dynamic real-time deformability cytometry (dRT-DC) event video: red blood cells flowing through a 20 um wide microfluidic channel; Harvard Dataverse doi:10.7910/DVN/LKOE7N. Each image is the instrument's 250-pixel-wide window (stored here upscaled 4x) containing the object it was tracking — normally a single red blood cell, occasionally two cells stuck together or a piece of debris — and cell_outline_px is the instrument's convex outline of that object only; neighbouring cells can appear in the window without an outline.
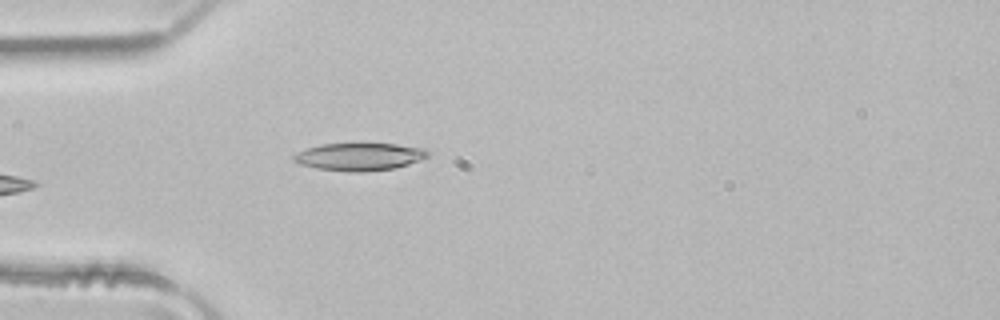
{"species": "common noctule bat (a hibernating species)", "species_latin": "Nyctalus noctula", "temperature_condition": "room temperature", "stored_images_in_passage": 3, "camera_frame_rate_fps": 3000, "um_per_image_px": 0.085, "animal": {"sex": "male", "body_mass_g": 21.5, "forearm_length_mm": 52.0}, "frame": {"image": 1, "passage_image": 3, "time_ms": 0.667, "image_size_px": [1000, 320], "cell_outline_px": [[428, 156], [420, 160], [396, 168], [364, 172], [348, 172], [316, 168], [300, 164], [292, 160], [292, 156], [296, 152], [304, 148], [320, 144], [360, 140], [396, 144], [424, 148], [428, 152]], "centroid_in_image_um": [30.5, 13.27], "position_along_channel_um": 54.5, "area_um2": 22.77}}